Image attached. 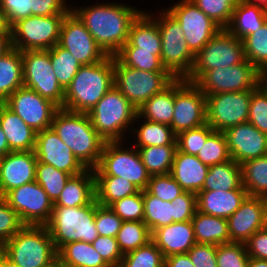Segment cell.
I'll return each mask as SVG.
<instances>
[{"mask_svg": "<svg viewBox=\"0 0 267 267\" xmlns=\"http://www.w3.org/2000/svg\"><path fill=\"white\" fill-rule=\"evenodd\" d=\"M1 267H20L19 265L10 261L2 252H1Z\"/></svg>", "mask_w": 267, "mask_h": 267, "instance_id": "cell-67", "label": "cell"}, {"mask_svg": "<svg viewBox=\"0 0 267 267\" xmlns=\"http://www.w3.org/2000/svg\"><path fill=\"white\" fill-rule=\"evenodd\" d=\"M151 231L144 221H123L116 235L122 254L136 250L151 241Z\"/></svg>", "mask_w": 267, "mask_h": 267, "instance_id": "cell-40", "label": "cell"}, {"mask_svg": "<svg viewBox=\"0 0 267 267\" xmlns=\"http://www.w3.org/2000/svg\"><path fill=\"white\" fill-rule=\"evenodd\" d=\"M218 267H247L249 256L244 243L230 242L217 245Z\"/></svg>", "mask_w": 267, "mask_h": 267, "instance_id": "cell-53", "label": "cell"}, {"mask_svg": "<svg viewBox=\"0 0 267 267\" xmlns=\"http://www.w3.org/2000/svg\"><path fill=\"white\" fill-rule=\"evenodd\" d=\"M213 132L214 130L207 123L200 127L183 131L176 135L177 149L186 154L197 156L201 147Z\"/></svg>", "mask_w": 267, "mask_h": 267, "instance_id": "cell-49", "label": "cell"}, {"mask_svg": "<svg viewBox=\"0 0 267 267\" xmlns=\"http://www.w3.org/2000/svg\"><path fill=\"white\" fill-rule=\"evenodd\" d=\"M0 126L11 151H34L37 133L4 103H0Z\"/></svg>", "mask_w": 267, "mask_h": 267, "instance_id": "cell-27", "label": "cell"}, {"mask_svg": "<svg viewBox=\"0 0 267 267\" xmlns=\"http://www.w3.org/2000/svg\"><path fill=\"white\" fill-rule=\"evenodd\" d=\"M174 100L175 80L163 91L148 99L138 109V117L143 116L144 119L170 126L174 115Z\"/></svg>", "mask_w": 267, "mask_h": 267, "instance_id": "cell-33", "label": "cell"}, {"mask_svg": "<svg viewBox=\"0 0 267 267\" xmlns=\"http://www.w3.org/2000/svg\"><path fill=\"white\" fill-rule=\"evenodd\" d=\"M247 122L267 134V91L261 84L252 91Z\"/></svg>", "mask_w": 267, "mask_h": 267, "instance_id": "cell-52", "label": "cell"}, {"mask_svg": "<svg viewBox=\"0 0 267 267\" xmlns=\"http://www.w3.org/2000/svg\"><path fill=\"white\" fill-rule=\"evenodd\" d=\"M58 45L68 50L81 65L98 63L107 56L72 10L61 23Z\"/></svg>", "mask_w": 267, "mask_h": 267, "instance_id": "cell-17", "label": "cell"}, {"mask_svg": "<svg viewBox=\"0 0 267 267\" xmlns=\"http://www.w3.org/2000/svg\"><path fill=\"white\" fill-rule=\"evenodd\" d=\"M251 4L261 5L267 8V0H247Z\"/></svg>", "mask_w": 267, "mask_h": 267, "instance_id": "cell-70", "label": "cell"}, {"mask_svg": "<svg viewBox=\"0 0 267 267\" xmlns=\"http://www.w3.org/2000/svg\"><path fill=\"white\" fill-rule=\"evenodd\" d=\"M97 133L106 142H122V133L138 119V110L114 86L88 112ZM121 140V141H120Z\"/></svg>", "mask_w": 267, "mask_h": 267, "instance_id": "cell-6", "label": "cell"}, {"mask_svg": "<svg viewBox=\"0 0 267 267\" xmlns=\"http://www.w3.org/2000/svg\"><path fill=\"white\" fill-rule=\"evenodd\" d=\"M242 185L248 196L264 197L267 194V155L240 164Z\"/></svg>", "mask_w": 267, "mask_h": 267, "instance_id": "cell-36", "label": "cell"}, {"mask_svg": "<svg viewBox=\"0 0 267 267\" xmlns=\"http://www.w3.org/2000/svg\"><path fill=\"white\" fill-rule=\"evenodd\" d=\"M137 143L135 148L148 146L177 145L176 135L169 125L146 120L137 129Z\"/></svg>", "mask_w": 267, "mask_h": 267, "instance_id": "cell-42", "label": "cell"}, {"mask_svg": "<svg viewBox=\"0 0 267 267\" xmlns=\"http://www.w3.org/2000/svg\"><path fill=\"white\" fill-rule=\"evenodd\" d=\"M0 249L20 267H54L58 256L47 226L24 225Z\"/></svg>", "mask_w": 267, "mask_h": 267, "instance_id": "cell-4", "label": "cell"}, {"mask_svg": "<svg viewBox=\"0 0 267 267\" xmlns=\"http://www.w3.org/2000/svg\"><path fill=\"white\" fill-rule=\"evenodd\" d=\"M261 85L267 91V70L261 72Z\"/></svg>", "mask_w": 267, "mask_h": 267, "instance_id": "cell-69", "label": "cell"}, {"mask_svg": "<svg viewBox=\"0 0 267 267\" xmlns=\"http://www.w3.org/2000/svg\"><path fill=\"white\" fill-rule=\"evenodd\" d=\"M263 198H264V201H265L266 212H267V194Z\"/></svg>", "mask_w": 267, "mask_h": 267, "instance_id": "cell-72", "label": "cell"}, {"mask_svg": "<svg viewBox=\"0 0 267 267\" xmlns=\"http://www.w3.org/2000/svg\"><path fill=\"white\" fill-rule=\"evenodd\" d=\"M96 199L95 175L93 169H86L71 176L54 206L78 207L91 204Z\"/></svg>", "mask_w": 267, "mask_h": 267, "instance_id": "cell-28", "label": "cell"}, {"mask_svg": "<svg viewBox=\"0 0 267 267\" xmlns=\"http://www.w3.org/2000/svg\"><path fill=\"white\" fill-rule=\"evenodd\" d=\"M23 87L22 52L11 48L0 57V103Z\"/></svg>", "mask_w": 267, "mask_h": 267, "instance_id": "cell-32", "label": "cell"}, {"mask_svg": "<svg viewBox=\"0 0 267 267\" xmlns=\"http://www.w3.org/2000/svg\"><path fill=\"white\" fill-rule=\"evenodd\" d=\"M2 32H10L9 27L5 21L2 8L0 7V33Z\"/></svg>", "mask_w": 267, "mask_h": 267, "instance_id": "cell-66", "label": "cell"}, {"mask_svg": "<svg viewBox=\"0 0 267 267\" xmlns=\"http://www.w3.org/2000/svg\"><path fill=\"white\" fill-rule=\"evenodd\" d=\"M253 90L206 95V123L224 132L248 120Z\"/></svg>", "mask_w": 267, "mask_h": 267, "instance_id": "cell-15", "label": "cell"}, {"mask_svg": "<svg viewBox=\"0 0 267 267\" xmlns=\"http://www.w3.org/2000/svg\"><path fill=\"white\" fill-rule=\"evenodd\" d=\"M3 103L36 133L51 127L53 116L59 109L51 101L24 86L12 93Z\"/></svg>", "mask_w": 267, "mask_h": 267, "instance_id": "cell-19", "label": "cell"}, {"mask_svg": "<svg viewBox=\"0 0 267 267\" xmlns=\"http://www.w3.org/2000/svg\"><path fill=\"white\" fill-rule=\"evenodd\" d=\"M191 222L197 243L221 245L231 242L227 219L196 210Z\"/></svg>", "mask_w": 267, "mask_h": 267, "instance_id": "cell-31", "label": "cell"}, {"mask_svg": "<svg viewBox=\"0 0 267 267\" xmlns=\"http://www.w3.org/2000/svg\"><path fill=\"white\" fill-rule=\"evenodd\" d=\"M151 241L159 248L165 258L187 253L197 243L191 221L173 222L155 229L152 232Z\"/></svg>", "mask_w": 267, "mask_h": 267, "instance_id": "cell-24", "label": "cell"}, {"mask_svg": "<svg viewBox=\"0 0 267 267\" xmlns=\"http://www.w3.org/2000/svg\"><path fill=\"white\" fill-rule=\"evenodd\" d=\"M177 151V145L139 147L142 163L150 175L169 174Z\"/></svg>", "mask_w": 267, "mask_h": 267, "instance_id": "cell-38", "label": "cell"}, {"mask_svg": "<svg viewBox=\"0 0 267 267\" xmlns=\"http://www.w3.org/2000/svg\"><path fill=\"white\" fill-rule=\"evenodd\" d=\"M264 229L267 231V212H265Z\"/></svg>", "mask_w": 267, "mask_h": 267, "instance_id": "cell-71", "label": "cell"}, {"mask_svg": "<svg viewBox=\"0 0 267 267\" xmlns=\"http://www.w3.org/2000/svg\"><path fill=\"white\" fill-rule=\"evenodd\" d=\"M34 153L40 163L50 164L72 176L86 170L51 127L37 132Z\"/></svg>", "mask_w": 267, "mask_h": 267, "instance_id": "cell-20", "label": "cell"}, {"mask_svg": "<svg viewBox=\"0 0 267 267\" xmlns=\"http://www.w3.org/2000/svg\"><path fill=\"white\" fill-rule=\"evenodd\" d=\"M115 56L131 68L142 71H167L161 63V51H137V47H122Z\"/></svg>", "mask_w": 267, "mask_h": 267, "instance_id": "cell-43", "label": "cell"}, {"mask_svg": "<svg viewBox=\"0 0 267 267\" xmlns=\"http://www.w3.org/2000/svg\"><path fill=\"white\" fill-rule=\"evenodd\" d=\"M146 190L151 195L170 202L184 192L180 184L176 182L170 173L151 175Z\"/></svg>", "mask_w": 267, "mask_h": 267, "instance_id": "cell-51", "label": "cell"}, {"mask_svg": "<svg viewBox=\"0 0 267 267\" xmlns=\"http://www.w3.org/2000/svg\"><path fill=\"white\" fill-rule=\"evenodd\" d=\"M122 223L110 207L99 205L95 199V224L99 235L116 237Z\"/></svg>", "mask_w": 267, "mask_h": 267, "instance_id": "cell-54", "label": "cell"}, {"mask_svg": "<svg viewBox=\"0 0 267 267\" xmlns=\"http://www.w3.org/2000/svg\"><path fill=\"white\" fill-rule=\"evenodd\" d=\"M247 267H267V260L249 257Z\"/></svg>", "mask_w": 267, "mask_h": 267, "instance_id": "cell-65", "label": "cell"}, {"mask_svg": "<svg viewBox=\"0 0 267 267\" xmlns=\"http://www.w3.org/2000/svg\"><path fill=\"white\" fill-rule=\"evenodd\" d=\"M164 267H194V265L188 253H183L164 258Z\"/></svg>", "mask_w": 267, "mask_h": 267, "instance_id": "cell-62", "label": "cell"}, {"mask_svg": "<svg viewBox=\"0 0 267 267\" xmlns=\"http://www.w3.org/2000/svg\"><path fill=\"white\" fill-rule=\"evenodd\" d=\"M114 87L113 56L102 61L82 65L65 90L63 108L65 110L86 113Z\"/></svg>", "mask_w": 267, "mask_h": 267, "instance_id": "cell-3", "label": "cell"}, {"mask_svg": "<svg viewBox=\"0 0 267 267\" xmlns=\"http://www.w3.org/2000/svg\"><path fill=\"white\" fill-rule=\"evenodd\" d=\"M244 188L240 164L233 159L209 166L202 190H233Z\"/></svg>", "mask_w": 267, "mask_h": 267, "instance_id": "cell-34", "label": "cell"}, {"mask_svg": "<svg viewBox=\"0 0 267 267\" xmlns=\"http://www.w3.org/2000/svg\"><path fill=\"white\" fill-rule=\"evenodd\" d=\"M248 196L245 188L233 190H201L196 194L197 210L228 219Z\"/></svg>", "mask_w": 267, "mask_h": 267, "instance_id": "cell-25", "label": "cell"}, {"mask_svg": "<svg viewBox=\"0 0 267 267\" xmlns=\"http://www.w3.org/2000/svg\"><path fill=\"white\" fill-rule=\"evenodd\" d=\"M0 7L9 28L18 20L32 16V0H0Z\"/></svg>", "mask_w": 267, "mask_h": 267, "instance_id": "cell-57", "label": "cell"}, {"mask_svg": "<svg viewBox=\"0 0 267 267\" xmlns=\"http://www.w3.org/2000/svg\"><path fill=\"white\" fill-rule=\"evenodd\" d=\"M144 217L143 221L151 233L158 228L173 223L174 205L170 201H163L147 190H143Z\"/></svg>", "mask_w": 267, "mask_h": 267, "instance_id": "cell-39", "label": "cell"}, {"mask_svg": "<svg viewBox=\"0 0 267 267\" xmlns=\"http://www.w3.org/2000/svg\"><path fill=\"white\" fill-rule=\"evenodd\" d=\"M114 86L138 110L154 94L168 87L175 78L168 71H142L124 65L113 56Z\"/></svg>", "mask_w": 267, "mask_h": 267, "instance_id": "cell-7", "label": "cell"}, {"mask_svg": "<svg viewBox=\"0 0 267 267\" xmlns=\"http://www.w3.org/2000/svg\"><path fill=\"white\" fill-rule=\"evenodd\" d=\"M221 29H226L239 0H191Z\"/></svg>", "mask_w": 267, "mask_h": 267, "instance_id": "cell-48", "label": "cell"}, {"mask_svg": "<svg viewBox=\"0 0 267 267\" xmlns=\"http://www.w3.org/2000/svg\"><path fill=\"white\" fill-rule=\"evenodd\" d=\"M242 42L245 58L260 72L267 70V21Z\"/></svg>", "mask_w": 267, "mask_h": 267, "instance_id": "cell-44", "label": "cell"}, {"mask_svg": "<svg viewBox=\"0 0 267 267\" xmlns=\"http://www.w3.org/2000/svg\"><path fill=\"white\" fill-rule=\"evenodd\" d=\"M245 59L242 40L227 29H220L195 55L192 71L186 80L195 83L206 71L230 67Z\"/></svg>", "mask_w": 267, "mask_h": 267, "instance_id": "cell-9", "label": "cell"}, {"mask_svg": "<svg viewBox=\"0 0 267 267\" xmlns=\"http://www.w3.org/2000/svg\"><path fill=\"white\" fill-rule=\"evenodd\" d=\"M197 158L207 166L231 160L224 132L214 131L201 147Z\"/></svg>", "mask_w": 267, "mask_h": 267, "instance_id": "cell-46", "label": "cell"}, {"mask_svg": "<svg viewBox=\"0 0 267 267\" xmlns=\"http://www.w3.org/2000/svg\"><path fill=\"white\" fill-rule=\"evenodd\" d=\"M167 11L181 25L186 43L195 55L221 29L191 0H182Z\"/></svg>", "mask_w": 267, "mask_h": 267, "instance_id": "cell-18", "label": "cell"}, {"mask_svg": "<svg viewBox=\"0 0 267 267\" xmlns=\"http://www.w3.org/2000/svg\"><path fill=\"white\" fill-rule=\"evenodd\" d=\"M57 255L63 262L81 267H110L93 245L85 241L70 242L64 245Z\"/></svg>", "mask_w": 267, "mask_h": 267, "instance_id": "cell-37", "label": "cell"}, {"mask_svg": "<svg viewBox=\"0 0 267 267\" xmlns=\"http://www.w3.org/2000/svg\"><path fill=\"white\" fill-rule=\"evenodd\" d=\"M206 95L254 90L261 84V72L247 59L206 71L195 83Z\"/></svg>", "mask_w": 267, "mask_h": 267, "instance_id": "cell-12", "label": "cell"}, {"mask_svg": "<svg viewBox=\"0 0 267 267\" xmlns=\"http://www.w3.org/2000/svg\"><path fill=\"white\" fill-rule=\"evenodd\" d=\"M71 176L69 173L58 170L50 164L37 162L35 181L41 185L53 203L60 196Z\"/></svg>", "mask_w": 267, "mask_h": 267, "instance_id": "cell-45", "label": "cell"}, {"mask_svg": "<svg viewBox=\"0 0 267 267\" xmlns=\"http://www.w3.org/2000/svg\"><path fill=\"white\" fill-rule=\"evenodd\" d=\"M2 198L23 225L46 226L51 219L54 203L36 181L10 190Z\"/></svg>", "mask_w": 267, "mask_h": 267, "instance_id": "cell-14", "label": "cell"}, {"mask_svg": "<svg viewBox=\"0 0 267 267\" xmlns=\"http://www.w3.org/2000/svg\"><path fill=\"white\" fill-rule=\"evenodd\" d=\"M171 203L174 205L173 222L191 221L194 217L197 210L195 193L184 191L171 201Z\"/></svg>", "mask_w": 267, "mask_h": 267, "instance_id": "cell-58", "label": "cell"}, {"mask_svg": "<svg viewBox=\"0 0 267 267\" xmlns=\"http://www.w3.org/2000/svg\"><path fill=\"white\" fill-rule=\"evenodd\" d=\"M46 226L57 252L70 242L92 243L99 236L95 224V200L85 206H54Z\"/></svg>", "mask_w": 267, "mask_h": 267, "instance_id": "cell-5", "label": "cell"}, {"mask_svg": "<svg viewBox=\"0 0 267 267\" xmlns=\"http://www.w3.org/2000/svg\"><path fill=\"white\" fill-rule=\"evenodd\" d=\"M23 86L63 108L65 90L58 83L49 50L22 51Z\"/></svg>", "mask_w": 267, "mask_h": 267, "instance_id": "cell-13", "label": "cell"}, {"mask_svg": "<svg viewBox=\"0 0 267 267\" xmlns=\"http://www.w3.org/2000/svg\"><path fill=\"white\" fill-rule=\"evenodd\" d=\"M49 56L58 83L66 90L82 65L68 50L58 44L49 49Z\"/></svg>", "mask_w": 267, "mask_h": 267, "instance_id": "cell-41", "label": "cell"}, {"mask_svg": "<svg viewBox=\"0 0 267 267\" xmlns=\"http://www.w3.org/2000/svg\"><path fill=\"white\" fill-rule=\"evenodd\" d=\"M265 212L263 197L247 196L227 219L230 241L245 243L255 232L263 229Z\"/></svg>", "mask_w": 267, "mask_h": 267, "instance_id": "cell-22", "label": "cell"}, {"mask_svg": "<svg viewBox=\"0 0 267 267\" xmlns=\"http://www.w3.org/2000/svg\"><path fill=\"white\" fill-rule=\"evenodd\" d=\"M0 267H1V251H0Z\"/></svg>", "mask_w": 267, "mask_h": 267, "instance_id": "cell-73", "label": "cell"}, {"mask_svg": "<svg viewBox=\"0 0 267 267\" xmlns=\"http://www.w3.org/2000/svg\"><path fill=\"white\" fill-rule=\"evenodd\" d=\"M249 257L267 260V231L255 232L245 243Z\"/></svg>", "mask_w": 267, "mask_h": 267, "instance_id": "cell-61", "label": "cell"}, {"mask_svg": "<svg viewBox=\"0 0 267 267\" xmlns=\"http://www.w3.org/2000/svg\"><path fill=\"white\" fill-rule=\"evenodd\" d=\"M51 128L86 169H95L106 141L97 133L89 115L59 108Z\"/></svg>", "mask_w": 267, "mask_h": 267, "instance_id": "cell-2", "label": "cell"}, {"mask_svg": "<svg viewBox=\"0 0 267 267\" xmlns=\"http://www.w3.org/2000/svg\"><path fill=\"white\" fill-rule=\"evenodd\" d=\"M37 158L34 151L9 152L0 159V197L35 181Z\"/></svg>", "mask_w": 267, "mask_h": 267, "instance_id": "cell-23", "label": "cell"}, {"mask_svg": "<svg viewBox=\"0 0 267 267\" xmlns=\"http://www.w3.org/2000/svg\"><path fill=\"white\" fill-rule=\"evenodd\" d=\"M122 47H137V51H161V36L151 15L141 12L133 21L128 41Z\"/></svg>", "mask_w": 267, "mask_h": 267, "instance_id": "cell-30", "label": "cell"}, {"mask_svg": "<svg viewBox=\"0 0 267 267\" xmlns=\"http://www.w3.org/2000/svg\"><path fill=\"white\" fill-rule=\"evenodd\" d=\"M187 253L194 267H218L217 245L195 243Z\"/></svg>", "mask_w": 267, "mask_h": 267, "instance_id": "cell-59", "label": "cell"}, {"mask_svg": "<svg viewBox=\"0 0 267 267\" xmlns=\"http://www.w3.org/2000/svg\"><path fill=\"white\" fill-rule=\"evenodd\" d=\"M267 21V8L239 0L234 8L231 21L226 28L240 40L255 32Z\"/></svg>", "mask_w": 267, "mask_h": 267, "instance_id": "cell-29", "label": "cell"}, {"mask_svg": "<svg viewBox=\"0 0 267 267\" xmlns=\"http://www.w3.org/2000/svg\"><path fill=\"white\" fill-rule=\"evenodd\" d=\"M140 189L131 181L118 176H95L96 201L109 207L113 202L138 193Z\"/></svg>", "mask_w": 267, "mask_h": 267, "instance_id": "cell-35", "label": "cell"}, {"mask_svg": "<svg viewBox=\"0 0 267 267\" xmlns=\"http://www.w3.org/2000/svg\"><path fill=\"white\" fill-rule=\"evenodd\" d=\"M209 166L203 164L195 155L177 149L170 174L184 191L197 194L202 190Z\"/></svg>", "mask_w": 267, "mask_h": 267, "instance_id": "cell-26", "label": "cell"}, {"mask_svg": "<svg viewBox=\"0 0 267 267\" xmlns=\"http://www.w3.org/2000/svg\"><path fill=\"white\" fill-rule=\"evenodd\" d=\"M9 152H12V151L9 148L6 135L4 134L0 126V157L5 156Z\"/></svg>", "mask_w": 267, "mask_h": 267, "instance_id": "cell-64", "label": "cell"}, {"mask_svg": "<svg viewBox=\"0 0 267 267\" xmlns=\"http://www.w3.org/2000/svg\"><path fill=\"white\" fill-rule=\"evenodd\" d=\"M224 134L231 159L239 164L267 155V134L249 122L231 127Z\"/></svg>", "mask_w": 267, "mask_h": 267, "instance_id": "cell-21", "label": "cell"}, {"mask_svg": "<svg viewBox=\"0 0 267 267\" xmlns=\"http://www.w3.org/2000/svg\"><path fill=\"white\" fill-rule=\"evenodd\" d=\"M164 258L159 248L150 241L124 254L119 267H164Z\"/></svg>", "mask_w": 267, "mask_h": 267, "instance_id": "cell-47", "label": "cell"}, {"mask_svg": "<svg viewBox=\"0 0 267 267\" xmlns=\"http://www.w3.org/2000/svg\"><path fill=\"white\" fill-rule=\"evenodd\" d=\"M71 10L108 56H115L128 41L131 24L142 12L123 4L104 3Z\"/></svg>", "mask_w": 267, "mask_h": 267, "instance_id": "cell-1", "label": "cell"}, {"mask_svg": "<svg viewBox=\"0 0 267 267\" xmlns=\"http://www.w3.org/2000/svg\"><path fill=\"white\" fill-rule=\"evenodd\" d=\"M162 14L155 20L161 36V63L175 79H186L192 71L195 54L189 49L179 22L168 11Z\"/></svg>", "mask_w": 267, "mask_h": 267, "instance_id": "cell-8", "label": "cell"}, {"mask_svg": "<svg viewBox=\"0 0 267 267\" xmlns=\"http://www.w3.org/2000/svg\"><path fill=\"white\" fill-rule=\"evenodd\" d=\"M23 226L16 211L0 197V248Z\"/></svg>", "mask_w": 267, "mask_h": 267, "instance_id": "cell-55", "label": "cell"}, {"mask_svg": "<svg viewBox=\"0 0 267 267\" xmlns=\"http://www.w3.org/2000/svg\"><path fill=\"white\" fill-rule=\"evenodd\" d=\"M65 15L29 16L10 28L12 47L22 51L49 50L59 42Z\"/></svg>", "mask_w": 267, "mask_h": 267, "instance_id": "cell-10", "label": "cell"}, {"mask_svg": "<svg viewBox=\"0 0 267 267\" xmlns=\"http://www.w3.org/2000/svg\"><path fill=\"white\" fill-rule=\"evenodd\" d=\"M91 244L110 267L120 266L124 255L119 249L116 237L99 235Z\"/></svg>", "mask_w": 267, "mask_h": 267, "instance_id": "cell-56", "label": "cell"}, {"mask_svg": "<svg viewBox=\"0 0 267 267\" xmlns=\"http://www.w3.org/2000/svg\"><path fill=\"white\" fill-rule=\"evenodd\" d=\"M70 10L64 0H32V16L66 15Z\"/></svg>", "mask_w": 267, "mask_h": 267, "instance_id": "cell-60", "label": "cell"}, {"mask_svg": "<svg viewBox=\"0 0 267 267\" xmlns=\"http://www.w3.org/2000/svg\"><path fill=\"white\" fill-rule=\"evenodd\" d=\"M206 124V96L192 82L175 79L172 128L175 135Z\"/></svg>", "mask_w": 267, "mask_h": 267, "instance_id": "cell-16", "label": "cell"}, {"mask_svg": "<svg viewBox=\"0 0 267 267\" xmlns=\"http://www.w3.org/2000/svg\"><path fill=\"white\" fill-rule=\"evenodd\" d=\"M12 48L10 32L0 33V57Z\"/></svg>", "mask_w": 267, "mask_h": 267, "instance_id": "cell-63", "label": "cell"}, {"mask_svg": "<svg viewBox=\"0 0 267 267\" xmlns=\"http://www.w3.org/2000/svg\"><path fill=\"white\" fill-rule=\"evenodd\" d=\"M119 146V141L105 143L99 163L93 169L94 175L122 177L140 190H146L151 175L142 163L138 150L120 149Z\"/></svg>", "mask_w": 267, "mask_h": 267, "instance_id": "cell-11", "label": "cell"}, {"mask_svg": "<svg viewBox=\"0 0 267 267\" xmlns=\"http://www.w3.org/2000/svg\"><path fill=\"white\" fill-rule=\"evenodd\" d=\"M109 207L123 221H143V190H140L134 195H129L120 200H117L113 202Z\"/></svg>", "mask_w": 267, "mask_h": 267, "instance_id": "cell-50", "label": "cell"}, {"mask_svg": "<svg viewBox=\"0 0 267 267\" xmlns=\"http://www.w3.org/2000/svg\"><path fill=\"white\" fill-rule=\"evenodd\" d=\"M54 267H81L78 265H73L70 263L63 262L58 256L55 261V266Z\"/></svg>", "mask_w": 267, "mask_h": 267, "instance_id": "cell-68", "label": "cell"}]
</instances>
